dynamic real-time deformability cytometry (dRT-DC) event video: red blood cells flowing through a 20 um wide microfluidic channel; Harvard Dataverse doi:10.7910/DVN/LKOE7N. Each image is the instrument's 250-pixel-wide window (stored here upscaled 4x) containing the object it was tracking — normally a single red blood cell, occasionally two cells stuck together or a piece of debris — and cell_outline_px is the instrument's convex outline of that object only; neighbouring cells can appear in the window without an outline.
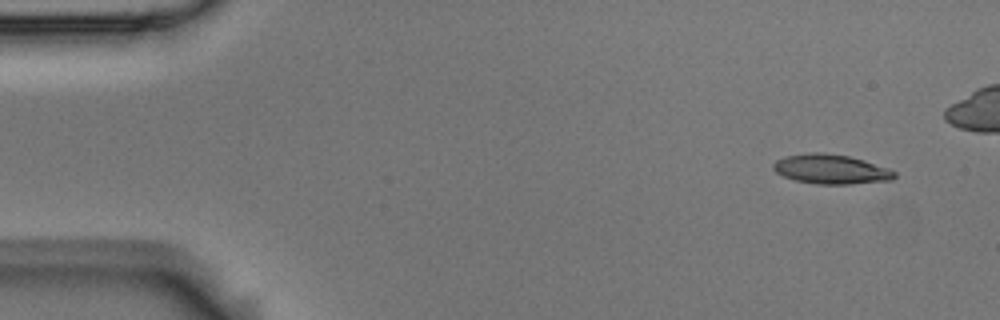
{"species": "Egyptian fruit bat (a non-hibernating species)", "species_latin": "Rousettus aegyptiacus", "temperature_condition": "room temperature", "stored_images_in_passage": 4, "camera_frame_rate_fps": 3000, "um_per_image_px": 0.085, "animal": {"sex": "male"}, "frame": {"image": 1, "passage_image": 1, "time_ms": 0.0, "image_size_px": [1000, 320], "cell_outline_px": [[896, 176], [892, 180], [848, 184], [816, 184], [796, 180], [784, 176], [776, 172], [772, 168], [772, 164], [776, 160], [784, 156], [808, 152], [824, 152], [848, 156], [864, 160], [888, 168], [896, 172]], "centroid_in_image_um": [70.61, 14.37], "position_along_channel_um": 14.4, "area_um2": 20.92}}